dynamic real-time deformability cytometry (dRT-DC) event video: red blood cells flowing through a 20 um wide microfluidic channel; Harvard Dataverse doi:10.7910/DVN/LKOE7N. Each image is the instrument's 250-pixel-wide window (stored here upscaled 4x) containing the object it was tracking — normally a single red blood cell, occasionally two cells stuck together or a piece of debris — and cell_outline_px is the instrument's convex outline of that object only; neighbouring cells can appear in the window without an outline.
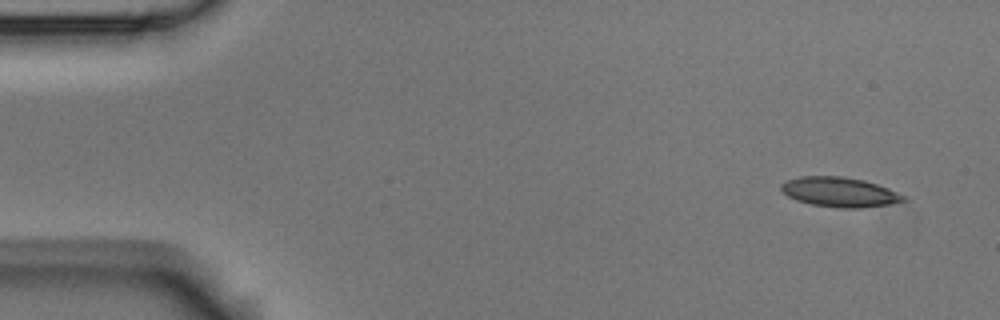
{"species": "Egyptian fruit bat (a non-hibernating species)", "species_latin": "Rousettus aegyptiacus", "temperature_condition": "room temperature", "stored_images_in_passage": 10, "camera_frame_rate_fps": 3000, "um_per_image_px": 0.085, "animal": {"sex": "male"}, "frame": {"image": 1, "passage_image": 1, "time_ms": 0.0, "image_size_px": [1000, 320], "cell_outline_px": [[908, 200], [888, 204], [860, 208], [840, 208], [812, 204], [796, 200], [788, 196], [780, 188], [780, 184], [788, 180], [800, 176], [840, 176], [864, 180], [888, 188], [904, 196]], "centroid_in_image_um": [71.35, 16.32], "position_along_channel_um": 13.7, "area_um2": 20.98}}
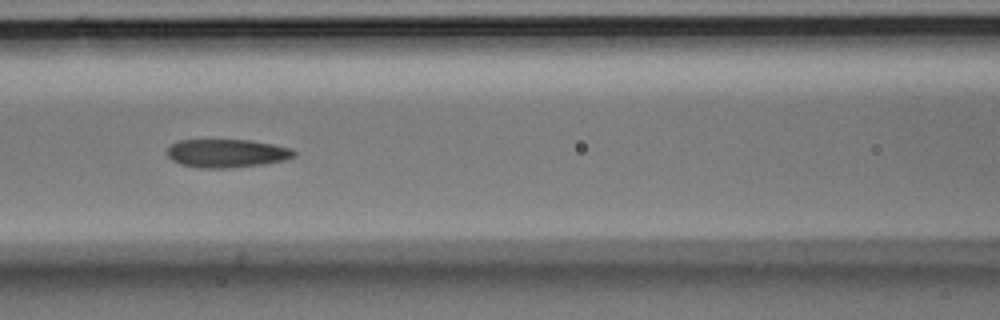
{"frame": {"image": 2, "passage_image": 6, "time_ms": 1.667, "image_size_px": [1000, 320], "cell_outline_px": [[296, 156], [284, 160], [260, 164], [232, 168], [196, 168], [180, 164], [172, 160], [168, 156], [168, 148], [172, 144], [180, 140], [248, 140], [272, 144], [292, 148], [296, 152]], "centroid_in_image_um": [19.28, 13.03], "position_along_channel_um": 147.3, "area_um2": 20.92}}
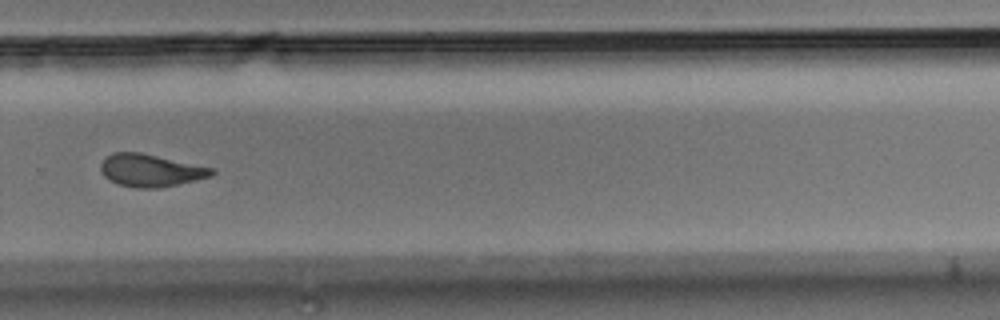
{"frame": {"image": 3, "passage_image": 10, "time_ms": 3.0, "image_size_px": [1000, 320], "cell_outline_px": [[216, 172], [212, 176], [196, 180], [156, 188], [136, 188], [116, 184], [108, 180], [104, 176], [100, 168], [100, 164], [112, 152], [140, 152], [212, 168]], "centroid_in_image_um": [12.76, 14.49], "position_along_channel_um": 317.0, "area_um2": 20.87}}